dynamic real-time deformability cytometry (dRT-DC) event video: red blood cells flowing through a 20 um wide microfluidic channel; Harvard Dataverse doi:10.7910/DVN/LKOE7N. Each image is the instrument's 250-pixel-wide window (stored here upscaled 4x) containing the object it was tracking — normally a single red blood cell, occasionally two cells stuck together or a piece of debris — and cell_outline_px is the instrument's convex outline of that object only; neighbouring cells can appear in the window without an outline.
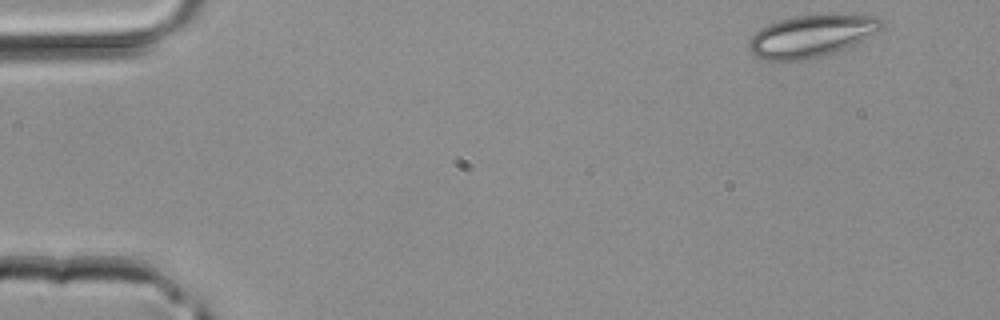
{"species": "common noctule bat (a hibernating species)", "species_latin": "Nyctalus noctula", "temperature_condition": "room temperature", "stored_images_in_passage": 40, "camera_frame_rate_fps": 3000, "um_per_image_px": 0.085, "animal": {"sex": "male", "body_mass_g": 20.4}, "frame": {"image": 1, "passage_image": 1, "time_ms": 0.0, "image_size_px": [1000, 320], "cell_outline_px": [[884, 28], [844, 48], [832, 52], [800, 60], [764, 60], [756, 56], [748, 48], [748, 40], [760, 28], [768, 24], [792, 16], [880, 16], [884, 20]], "centroid_in_image_um": [68.93, 3.06], "position_along_channel_um": 16.1, "area_um2": 31.62}}
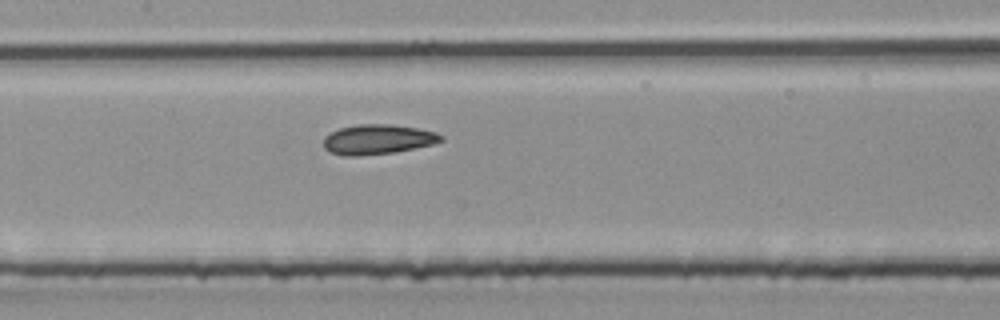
{"frame": {"image": 2, "passage_image": 18, "time_ms": 5.667, "image_size_px": [1000, 320], "cell_outline_px": [[444, 140], [432, 144], [396, 152], [360, 156], [344, 156], [332, 152], [324, 148], [324, 136], [340, 128], [360, 124], [392, 124], [420, 128], [436, 132], [444, 136]], "centroid_in_image_um": [32.14, 11.84], "position_along_channel_um": 175.3, "area_um2": 20.52}}
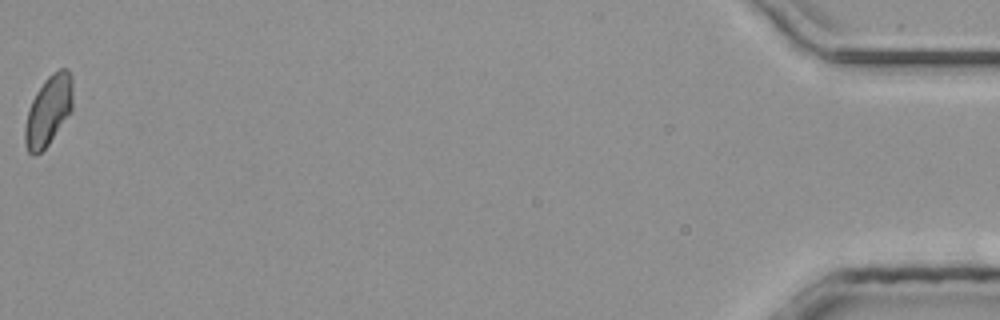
{"frame": {"image": 3, "passage_image": 40, "time_ms": 13.0, "image_size_px": [1000, 320], "cell_outline_px": [[72, 108], [48, 144], [36, 156], [32, 156], [28, 152], [24, 140], [24, 128], [28, 108], [36, 92], [44, 80], [52, 72], [60, 68], [68, 68], [72, 76]], "centroid_in_image_um": [4.09, 9.37], "position_along_channel_um": 431.1, "area_um2": 19.42}}